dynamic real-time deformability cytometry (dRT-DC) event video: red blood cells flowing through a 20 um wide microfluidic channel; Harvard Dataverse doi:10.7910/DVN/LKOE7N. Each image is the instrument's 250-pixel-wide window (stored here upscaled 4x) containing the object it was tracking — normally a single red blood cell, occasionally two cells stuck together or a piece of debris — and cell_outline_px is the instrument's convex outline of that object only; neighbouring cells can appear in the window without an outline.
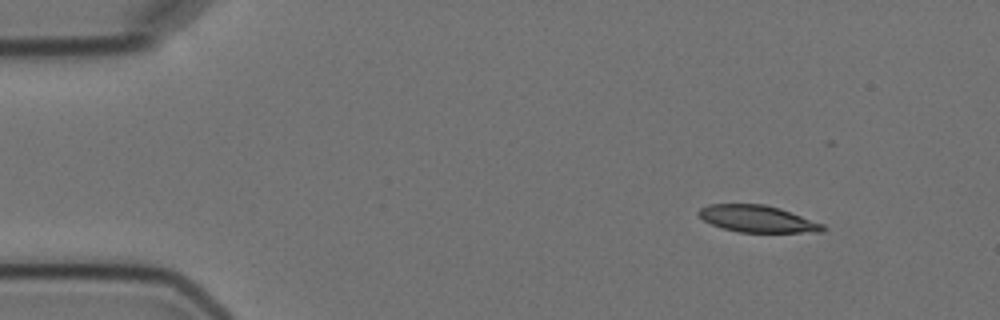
{"species": "Egyptian fruit bat (a non-hibernating species)", "species_latin": "Rousettus aegyptiacus", "temperature_condition": "cold", "stored_images_in_passage": 3, "camera_frame_rate_fps": 3000, "um_per_image_px": 0.085, "animal": {"sex": "female"}, "frame": {"image": 1, "passage_image": 1, "time_ms": 0.0, "image_size_px": [1000, 320], "cell_outline_px": [[824, 228], [820, 232], [736, 232], [720, 228], [704, 220], [696, 212], [700, 208], [708, 204], [764, 204], [780, 208], [824, 224]], "centroid_in_image_um": [64.34, 18.6], "position_along_channel_um": 20.7, "area_um2": 19.42}}
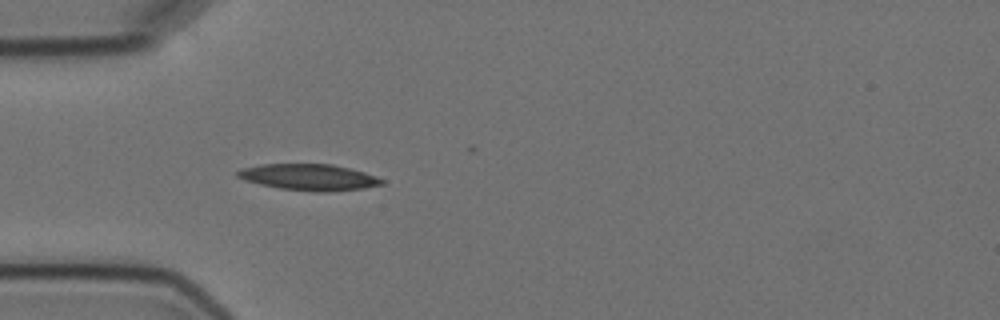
{"frame": {"image": 2, "passage_image": 3, "time_ms": 3.333, "image_size_px": [1000, 320], "cell_outline_px": [[384, 184], [364, 188], [328, 192], [316, 192], [280, 188], [260, 184], [244, 180], [236, 176], [236, 172], [244, 168], [260, 164], [332, 164], [364, 172], [376, 176], [384, 180]], "centroid_in_image_um": [26.27, 15.06], "position_along_channel_um": 58.7, "area_um2": 22.02}}